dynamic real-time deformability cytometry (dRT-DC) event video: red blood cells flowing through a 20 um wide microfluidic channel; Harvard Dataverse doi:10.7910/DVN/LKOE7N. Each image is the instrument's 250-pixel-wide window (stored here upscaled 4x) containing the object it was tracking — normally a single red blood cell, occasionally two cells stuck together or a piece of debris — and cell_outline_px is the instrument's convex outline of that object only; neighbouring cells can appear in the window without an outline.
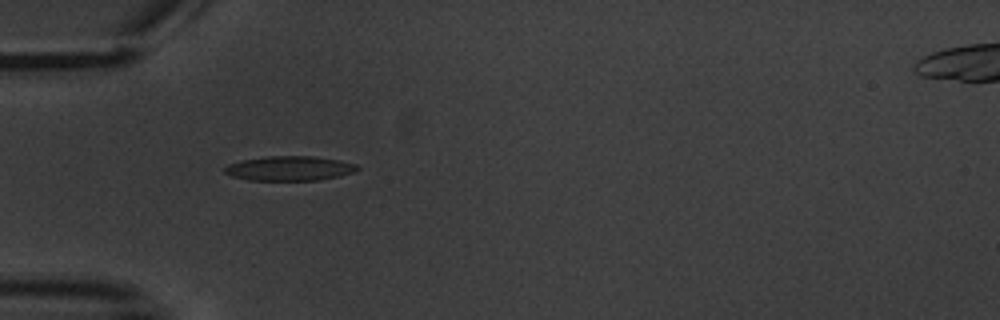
{"species": "common noctule bat (a hibernating species)", "species_latin": "Nyctalus noctula", "temperature_condition": "warm", "stored_images_in_passage": 2, "camera_frame_rate_fps": 3000, "um_per_image_px": 0.085, "animal": {"sex": "male", "body_mass_g": 20.1, "forearm_length_mm": 53.5}, "frame": {"image": 1, "passage_image": 1, "time_ms": 0.0, "image_size_px": [1000, 320], "cell_outline_px": [[360, 168], [356, 172], [340, 176], [320, 180], [248, 180], [232, 176], [224, 172], [224, 168], [228, 164], [240, 160], [268, 156], [316, 156], [340, 160], [356, 164]], "centroid_in_image_um": [24.64, 14.31], "position_along_channel_um": 60.4, "area_um2": 19.19}}